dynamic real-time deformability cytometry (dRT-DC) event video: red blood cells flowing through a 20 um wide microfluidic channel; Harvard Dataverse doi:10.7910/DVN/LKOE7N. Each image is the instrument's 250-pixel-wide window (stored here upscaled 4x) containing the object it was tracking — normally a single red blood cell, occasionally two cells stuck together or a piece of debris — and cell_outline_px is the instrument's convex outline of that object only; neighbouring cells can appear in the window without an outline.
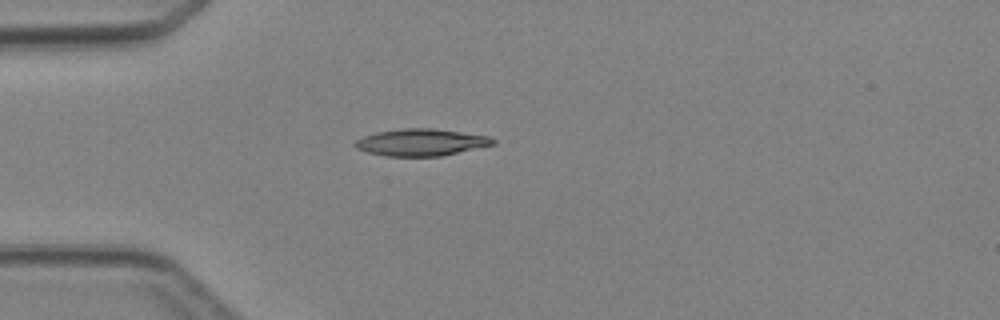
{"species": "Egyptian fruit bat (a non-hibernating species)", "species_latin": "Rousettus aegyptiacus", "temperature_condition": "cold", "stored_images_in_passage": 4, "camera_frame_rate_fps": 3000, "um_per_image_px": 0.085, "animal": {"sex": "female"}, "frame": {"image": 1, "passage_image": 4, "time_ms": 3.667, "image_size_px": [1000, 320], "cell_outline_px": [[496, 144], [440, 156], [384, 156], [368, 152], [356, 148], [352, 144], [356, 140], [364, 136], [376, 132], [404, 128], [432, 128], [488, 136], [496, 140]], "centroid_in_image_um": [35.77, 12.1], "position_along_channel_um": 49.2, "area_um2": 21.56}}